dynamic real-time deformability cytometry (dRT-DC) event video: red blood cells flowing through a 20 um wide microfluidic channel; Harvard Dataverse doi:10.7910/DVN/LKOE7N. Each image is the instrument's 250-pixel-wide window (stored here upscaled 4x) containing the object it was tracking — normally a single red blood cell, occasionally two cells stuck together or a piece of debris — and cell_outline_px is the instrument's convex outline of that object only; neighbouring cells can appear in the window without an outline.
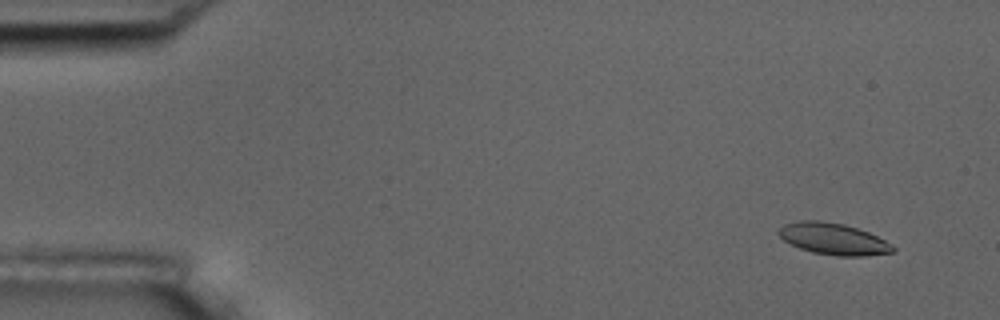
{"species": "common noctule bat (a hibernating species)", "species_latin": "Nyctalus noctula", "temperature_condition": "room temperature", "stored_images_in_passage": 4, "camera_frame_rate_fps": 3000, "um_per_image_px": 0.085, "animal": {"sex": "male", "body_mass_g": 17.5, "forearm_length_mm": 52.3}, "frame": {"image": 1, "passage_image": 1, "time_ms": 0.0, "image_size_px": [1000, 320], "cell_outline_px": [[896, 248], [892, 252], [864, 256], [836, 256], [812, 252], [800, 248], [784, 240], [776, 232], [784, 224], [800, 220], [820, 220], [844, 224], [868, 232], [892, 244]], "centroid_in_image_um": [70.82, 20.3], "position_along_channel_um": 14.2, "area_um2": 20.92}}
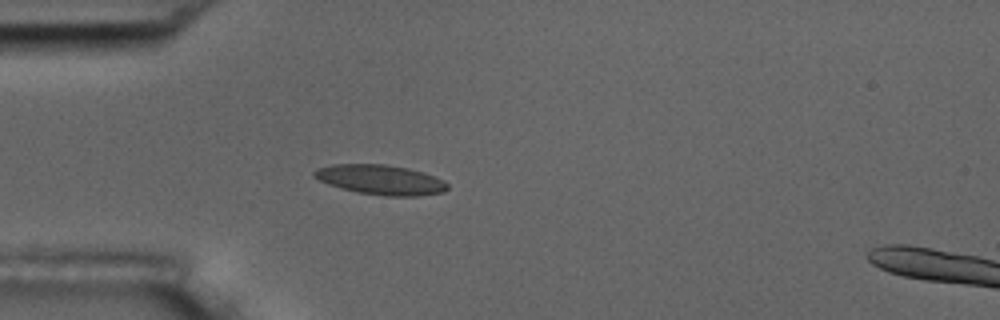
{"frame": {"image": 2, "passage_image": 4, "time_ms": 4.0, "image_size_px": [1000, 320], "cell_outline_px": [[448, 188], [444, 192], [420, 196], [384, 196], [356, 192], [328, 184], [312, 176], [312, 172], [316, 168], [332, 164], [384, 164], [408, 168], [424, 172], [444, 180], [448, 184]], "centroid_in_image_um": [32.35, 15.28], "position_along_channel_um": 52.6, "area_um2": 23.35}}